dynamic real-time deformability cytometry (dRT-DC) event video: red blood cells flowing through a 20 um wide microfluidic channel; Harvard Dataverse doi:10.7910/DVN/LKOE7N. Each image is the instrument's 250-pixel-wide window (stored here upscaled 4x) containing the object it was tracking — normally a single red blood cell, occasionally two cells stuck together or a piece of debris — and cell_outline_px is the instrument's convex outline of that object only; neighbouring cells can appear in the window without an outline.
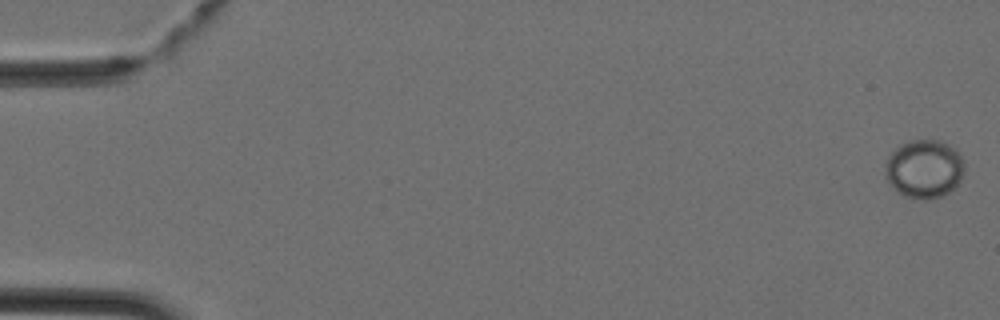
{"species": "Egyptian fruit bat (a non-hibernating species)", "species_latin": "Rousettus aegyptiacus", "temperature_condition": "cold", "stored_images_in_passage": 44, "camera_frame_rate_fps": 3000, "um_per_image_px": 0.085, "animal": {"sex": "female"}, "frame": {"image": 1, "passage_image": 1, "time_ms": 0.0, "image_size_px": [1000, 320], "cell_outline_px": [[964, 172], [960, 180], [948, 192], [940, 196], [928, 200], [920, 200], [904, 196], [896, 192], [888, 180], [884, 172], [888, 156], [900, 144], [912, 140], [940, 140], [956, 148], [964, 160]], "centroid_in_image_um": [78.56, 14.35], "position_along_channel_um": 6.4, "area_um2": 27.17}}
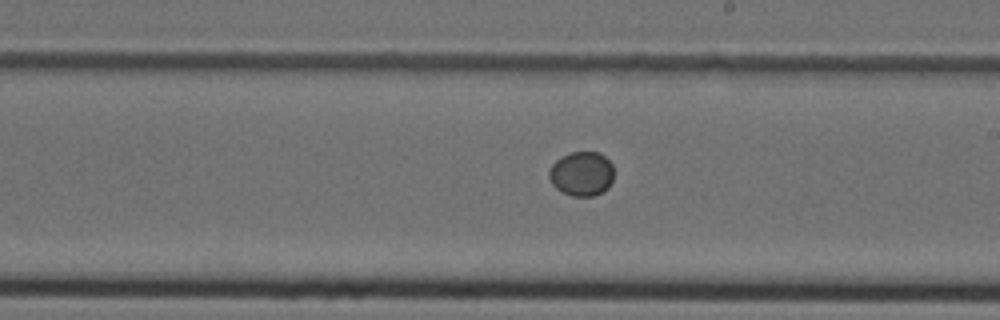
{"frame": {"image": 2, "passage_image": 26, "time_ms": 8.333, "image_size_px": [1000, 320], "cell_outline_px": [[612, 180], [608, 188], [604, 192], [592, 196], [572, 196], [560, 192], [552, 184], [548, 176], [548, 172], [552, 164], [560, 156], [572, 152], [600, 152], [612, 164]], "centroid_in_image_um": [49.42, 14.78], "position_along_channel_um": 239.6, "area_um2": 16.94}}
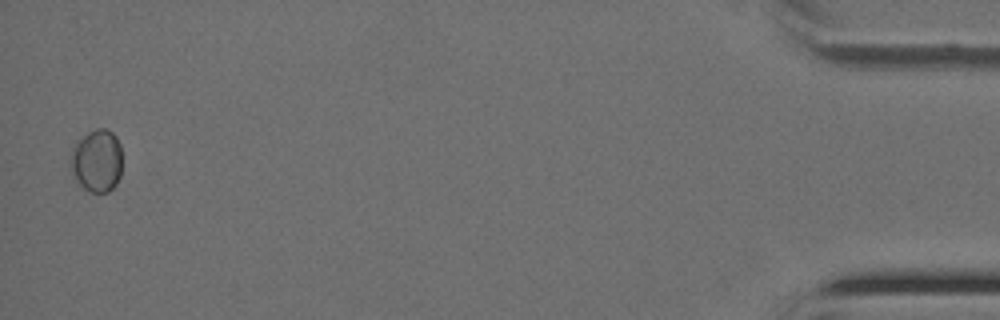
{"frame": {"image": 3, "passage_image": 44, "time_ms": 14.333, "image_size_px": [1000, 320], "cell_outline_px": [[120, 176], [116, 184], [108, 192], [92, 192], [76, 184], [72, 176], [72, 148], [76, 140], [88, 132], [96, 128], [108, 128], [116, 136], [120, 144]], "centroid_in_image_um": [8.22, 13.65], "position_along_channel_um": 427.0, "area_um2": 18.96}}